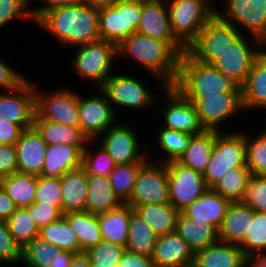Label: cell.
<instances>
[{"mask_svg": "<svg viewBox=\"0 0 266 267\" xmlns=\"http://www.w3.org/2000/svg\"><path fill=\"white\" fill-rule=\"evenodd\" d=\"M34 24L65 49L101 40L99 9L83 2L49 9Z\"/></svg>", "mask_w": 266, "mask_h": 267, "instance_id": "1", "label": "cell"}, {"mask_svg": "<svg viewBox=\"0 0 266 267\" xmlns=\"http://www.w3.org/2000/svg\"><path fill=\"white\" fill-rule=\"evenodd\" d=\"M117 53L156 77L157 88L175 84L181 55L168 42L133 32L117 45Z\"/></svg>", "mask_w": 266, "mask_h": 267, "instance_id": "2", "label": "cell"}, {"mask_svg": "<svg viewBox=\"0 0 266 267\" xmlns=\"http://www.w3.org/2000/svg\"><path fill=\"white\" fill-rule=\"evenodd\" d=\"M173 87L187 99L241 91V86L236 81L222 74L212 64L198 61L187 50L180 56L178 75Z\"/></svg>", "mask_w": 266, "mask_h": 267, "instance_id": "3", "label": "cell"}, {"mask_svg": "<svg viewBox=\"0 0 266 267\" xmlns=\"http://www.w3.org/2000/svg\"><path fill=\"white\" fill-rule=\"evenodd\" d=\"M74 48L71 49L76 52L68 61L72 72L74 71L73 73H76V76L79 75L77 77L85 80L83 83H94L91 86L100 88L114 73V67L118 61L117 45L98 40Z\"/></svg>", "mask_w": 266, "mask_h": 267, "instance_id": "4", "label": "cell"}, {"mask_svg": "<svg viewBox=\"0 0 266 267\" xmlns=\"http://www.w3.org/2000/svg\"><path fill=\"white\" fill-rule=\"evenodd\" d=\"M171 31L187 49L216 15L215 0H167Z\"/></svg>", "mask_w": 266, "mask_h": 267, "instance_id": "5", "label": "cell"}, {"mask_svg": "<svg viewBox=\"0 0 266 267\" xmlns=\"http://www.w3.org/2000/svg\"><path fill=\"white\" fill-rule=\"evenodd\" d=\"M100 89L105 93L108 101L120 119L122 117L119 114L123 112L121 109L124 111L131 109L130 111L138 112L139 110L140 112V110H144V112H147L145 110H155V105L158 106V95L155 93L153 94L152 90L148 89L145 82H141L140 77L137 78L136 75H132V73L126 75L123 72L121 74L119 72L115 74L114 72Z\"/></svg>", "mask_w": 266, "mask_h": 267, "instance_id": "6", "label": "cell"}, {"mask_svg": "<svg viewBox=\"0 0 266 267\" xmlns=\"http://www.w3.org/2000/svg\"><path fill=\"white\" fill-rule=\"evenodd\" d=\"M123 122L119 120L110 126L95 141L105 149L116 165L144 163L148 159L147 153L153 148L150 147L151 150H149L148 147L145 148L143 142L141 144L143 135H139L141 132L135 125H126V121Z\"/></svg>", "mask_w": 266, "mask_h": 267, "instance_id": "7", "label": "cell"}, {"mask_svg": "<svg viewBox=\"0 0 266 267\" xmlns=\"http://www.w3.org/2000/svg\"><path fill=\"white\" fill-rule=\"evenodd\" d=\"M227 130L215 137L212 154L207 169L203 173L208 188H213L231 168L246 166L244 135L239 131L240 128L233 131L228 126Z\"/></svg>", "mask_w": 266, "mask_h": 267, "instance_id": "8", "label": "cell"}, {"mask_svg": "<svg viewBox=\"0 0 266 267\" xmlns=\"http://www.w3.org/2000/svg\"><path fill=\"white\" fill-rule=\"evenodd\" d=\"M216 2V15L222 21L236 27L242 35L253 36L263 41L266 37V0Z\"/></svg>", "mask_w": 266, "mask_h": 267, "instance_id": "9", "label": "cell"}, {"mask_svg": "<svg viewBox=\"0 0 266 267\" xmlns=\"http://www.w3.org/2000/svg\"><path fill=\"white\" fill-rule=\"evenodd\" d=\"M147 153L148 159L140 166L134 183L130 199L126 202L131 207L145 204L169 203V181L166 163L153 161Z\"/></svg>", "mask_w": 266, "mask_h": 267, "instance_id": "10", "label": "cell"}, {"mask_svg": "<svg viewBox=\"0 0 266 267\" xmlns=\"http://www.w3.org/2000/svg\"><path fill=\"white\" fill-rule=\"evenodd\" d=\"M36 85L35 111L42 119L80 128L78 91L63 86L62 89L45 92Z\"/></svg>", "mask_w": 266, "mask_h": 267, "instance_id": "11", "label": "cell"}, {"mask_svg": "<svg viewBox=\"0 0 266 267\" xmlns=\"http://www.w3.org/2000/svg\"><path fill=\"white\" fill-rule=\"evenodd\" d=\"M241 32L215 15L201 29L198 38L187 51L198 61L212 64L240 36Z\"/></svg>", "mask_w": 266, "mask_h": 267, "instance_id": "12", "label": "cell"}, {"mask_svg": "<svg viewBox=\"0 0 266 267\" xmlns=\"http://www.w3.org/2000/svg\"><path fill=\"white\" fill-rule=\"evenodd\" d=\"M198 114L206 130L227 132L222 126L227 121L244 115L241 91H229L219 95L206 96L199 99H188ZM235 115V116H234ZM222 127V128H221ZM225 129V130H224Z\"/></svg>", "mask_w": 266, "mask_h": 267, "instance_id": "13", "label": "cell"}, {"mask_svg": "<svg viewBox=\"0 0 266 267\" xmlns=\"http://www.w3.org/2000/svg\"><path fill=\"white\" fill-rule=\"evenodd\" d=\"M161 97L157 98V102L162 101L159 116L160 124L168 129H174L182 132H187L192 135H198L206 131L202 125L194 105L185 98L175 87L166 86L161 89ZM160 100V101H159ZM164 100V101H163ZM162 117V118H161ZM163 123V124H162Z\"/></svg>", "mask_w": 266, "mask_h": 267, "instance_id": "14", "label": "cell"}, {"mask_svg": "<svg viewBox=\"0 0 266 267\" xmlns=\"http://www.w3.org/2000/svg\"><path fill=\"white\" fill-rule=\"evenodd\" d=\"M261 52L260 39L241 35L212 65L242 86Z\"/></svg>", "mask_w": 266, "mask_h": 267, "instance_id": "15", "label": "cell"}, {"mask_svg": "<svg viewBox=\"0 0 266 267\" xmlns=\"http://www.w3.org/2000/svg\"><path fill=\"white\" fill-rule=\"evenodd\" d=\"M140 14V3L116 1L109 7L99 9L101 40L118 45L130 34L137 31Z\"/></svg>", "mask_w": 266, "mask_h": 267, "instance_id": "16", "label": "cell"}, {"mask_svg": "<svg viewBox=\"0 0 266 267\" xmlns=\"http://www.w3.org/2000/svg\"><path fill=\"white\" fill-rule=\"evenodd\" d=\"M94 89V95L78 93L80 129L88 140H96L110 126L121 120L105 93L100 88Z\"/></svg>", "mask_w": 266, "mask_h": 267, "instance_id": "17", "label": "cell"}, {"mask_svg": "<svg viewBox=\"0 0 266 267\" xmlns=\"http://www.w3.org/2000/svg\"><path fill=\"white\" fill-rule=\"evenodd\" d=\"M166 168L169 203L178 212H182L208 189L201 172L183 166L177 161L167 162Z\"/></svg>", "mask_w": 266, "mask_h": 267, "instance_id": "18", "label": "cell"}, {"mask_svg": "<svg viewBox=\"0 0 266 267\" xmlns=\"http://www.w3.org/2000/svg\"><path fill=\"white\" fill-rule=\"evenodd\" d=\"M136 32L168 42L180 55L187 50L171 31L165 0H151L141 4L140 22Z\"/></svg>", "mask_w": 266, "mask_h": 267, "instance_id": "19", "label": "cell"}, {"mask_svg": "<svg viewBox=\"0 0 266 267\" xmlns=\"http://www.w3.org/2000/svg\"><path fill=\"white\" fill-rule=\"evenodd\" d=\"M27 78L11 91H2L4 119L19 124L24 130L33 127L35 115V83Z\"/></svg>", "mask_w": 266, "mask_h": 267, "instance_id": "20", "label": "cell"}, {"mask_svg": "<svg viewBox=\"0 0 266 267\" xmlns=\"http://www.w3.org/2000/svg\"><path fill=\"white\" fill-rule=\"evenodd\" d=\"M18 172L40 176L47 144L34 127L25 129L15 144Z\"/></svg>", "mask_w": 266, "mask_h": 267, "instance_id": "21", "label": "cell"}, {"mask_svg": "<svg viewBox=\"0 0 266 267\" xmlns=\"http://www.w3.org/2000/svg\"><path fill=\"white\" fill-rule=\"evenodd\" d=\"M231 203L212 188H208L182 212L190 218H195V221L212 225L218 230Z\"/></svg>", "mask_w": 266, "mask_h": 267, "instance_id": "22", "label": "cell"}, {"mask_svg": "<svg viewBox=\"0 0 266 267\" xmlns=\"http://www.w3.org/2000/svg\"><path fill=\"white\" fill-rule=\"evenodd\" d=\"M151 258L155 267H183L194 261V253L173 231L157 238Z\"/></svg>", "mask_w": 266, "mask_h": 267, "instance_id": "23", "label": "cell"}, {"mask_svg": "<svg viewBox=\"0 0 266 267\" xmlns=\"http://www.w3.org/2000/svg\"><path fill=\"white\" fill-rule=\"evenodd\" d=\"M242 105L244 112L262 111L266 114V53L258 55L252 65L247 80L241 86Z\"/></svg>", "mask_w": 266, "mask_h": 267, "instance_id": "24", "label": "cell"}, {"mask_svg": "<svg viewBox=\"0 0 266 267\" xmlns=\"http://www.w3.org/2000/svg\"><path fill=\"white\" fill-rule=\"evenodd\" d=\"M86 146L66 144L47 145L45 161L40 176L60 178L68 171L82 166V152Z\"/></svg>", "mask_w": 266, "mask_h": 267, "instance_id": "25", "label": "cell"}, {"mask_svg": "<svg viewBox=\"0 0 266 267\" xmlns=\"http://www.w3.org/2000/svg\"><path fill=\"white\" fill-rule=\"evenodd\" d=\"M245 258L238 244L221 241L194 253V262L200 267H244Z\"/></svg>", "mask_w": 266, "mask_h": 267, "instance_id": "26", "label": "cell"}, {"mask_svg": "<svg viewBox=\"0 0 266 267\" xmlns=\"http://www.w3.org/2000/svg\"><path fill=\"white\" fill-rule=\"evenodd\" d=\"M122 204L112 188L109 176L87 175L85 211L100 214Z\"/></svg>", "mask_w": 266, "mask_h": 267, "instance_id": "27", "label": "cell"}, {"mask_svg": "<svg viewBox=\"0 0 266 267\" xmlns=\"http://www.w3.org/2000/svg\"><path fill=\"white\" fill-rule=\"evenodd\" d=\"M63 214L85 211L87 174L81 166L60 177Z\"/></svg>", "mask_w": 266, "mask_h": 267, "instance_id": "28", "label": "cell"}, {"mask_svg": "<svg viewBox=\"0 0 266 267\" xmlns=\"http://www.w3.org/2000/svg\"><path fill=\"white\" fill-rule=\"evenodd\" d=\"M255 211L240 202H232L227 214L218 229L219 241L239 244L250 227V217H254Z\"/></svg>", "mask_w": 266, "mask_h": 267, "instance_id": "29", "label": "cell"}, {"mask_svg": "<svg viewBox=\"0 0 266 267\" xmlns=\"http://www.w3.org/2000/svg\"><path fill=\"white\" fill-rule=\"evenodd\" d=\"M176 232L188 244L193 253L219 241L218 230L212 225L195 221V218L179 213Z\"/></svg>", "mask_w": 266, "mask_h": 267, "instance_id": "30", "label": "cell"}, {"mask_svg": "<svg viewBox=\"0 0 266 267\" xmlns=\"http://www.w3.org/2000/svg\"><path fill=\"white\" fill-rule=\"evenodd\" d=\"M133 208L127 203L98 215L103 241L126 247L128 240V225Z\"/></svg>", "mask_w": 266, "mask_h": 267, "instance_id": "31", "label": "cell"}, {"mask_svg": "<svg viewBox=\"0 0 266 267\" xmlns=\"http://www.w3.org/2000/svg\"><path fill=\"white\" fill-rule=\"evenodd\" d=\"M33 127L47 145L66 144L70 146H86L89 141L80 128L42 119L36 112Z\"/></svg>", "mask_w": 266, "mask_h": 267, "instance_id": "32", "label": "cell"}, {"mask_svg": "<svg viewBox=\"0 0 266 267\" xmlns=\"http://www.w3.org/2000/svg\"><path fill=\"white\" fill-rule=\"evenodd\" d=\"M219 133L215 130H206L204 133L193 135L177 162L203 174L212 154L215 137Z\"/></svg>", "mask_w": 266, "mask_h": 267, "instance_id": "33", "label": "cell"}, {"mask_svg": "<svg viewBox=\"0 0 266 267\" xmlns=\"http://www.w3.org/2000/svg\"><path fill=\"white\" fill-rule=\"evenodd\" d=\"M159 237L176 231L179 213L170 203L132 207Z\"/></svg>", "mask_w": 266, "mask_h": 267, "instance_id": "34", "label": "cell"}, {"mask_svg": "<svg viewBox=\"0 0 266 267\" xmlns=\"http://www.w3.org/2000/svg\"><path fill=\"white\" fill-rule=\"evenodd\" d=\"M63 217L76 233L80 243L81 253L87 252L103 240L97 214L81 211L70 212L64 214Z\"/></svg>", "mask_w": 266, "mask_h": 267, "instance_id": "35", "label": "cell"}, {"mask_svg": "<svg viewBox=\"0 0 266 267\" xmlns=\"http://www.w3.org/2000/svg\"><path fill=\"white\" fill-rule=\"evenodd\" d=\"M157 238L150 226L133 209L129 218L126 251L152 257Z\"/></svg>", "mask_w": 266, "mask_h": 267, "instance_id": "36", "label": "cell"}, {"mask_svg": "<svg viewBox=\"0 0 266 267\" xmlns=\"http://www.w3.org/2000/svg\"><path fill=\"white\" fill-rule=\"evenodd\" d=\"M158 127L159 125L155 129L157 130V132H153L155 134L154 141L159 146H157V149H160L159 151L162 155L158 154V157L161 158L159 160H156L158 159V157L156 156L154 158L155 160L152 161L163 163H167L169 161H177L187 149L190 139L193 135L187 132L168 129L161 125L159 129H157Z\"/></svg>", "mask_w": 266, "mask_h": 267, "instance_id": "37", "label": "cell"}, {"mask_svg": "<svg viewBox=\"0 0 266 267\" xmlns=\"http://www.w3.org/2000/svg\"><path fill=\"white\" fill-rule=\"evenodd\" d=\"M1 186L17 208H27L34 203L37 176L16 172L1 178Z\"/></svg>", "mask_w": 266, "mask_h": 267, "instance_id": "38", "label": "cell"}, {"mask_svg": "<svg viewBox=\"0 0 266 267\" xmlns=\"http://www.w3.org/2000/svg\"><path fill=\"white\" fill-rule=\"evenodd\" d=\"M260 128L255 135L251 130H239L245 138L246 166L251 175H266V125Z\"/></svg>", "mask_w": 266, "mask_h": 267, "instance_id": "39", "label": "cell"}, {"mask_svg": "<svg viewBox=\"0 0 266 267\" xmlns=\"http://www.w3.org/2000/svg\"><path fill=\"white\" fill-rule=\"evenodd\" d=\"M38 237L61 250L81 253L77 235L64 217L41 228Z\"/></svg>", "mask_w": 266, "mask_h": 267, "instance_id": "40", "label": "cell"}, {"mask_svg": "<svg viewBox=\"0 0 266 267\" xmlns=\"http://www.w3.org/2000/svg\"><path fill=\"white\" fill-rule=\"evenodd\" d=\"M250 176L247 166L233 167L212 189L231 202H240Z\"/></svg>", "mask_w": 266, "mask_h": 267, "instance_id": "41", "label": "cell"}, {"mask_svg": "<svg viewBox=\"0 0 266 267\" xmlns=\"http://www.w3.org/2000/svg\"><path fill=\"white\" fill-rule=\"evenodd\" d=\"M238 245L246 257L266 255V212L255 211L249 230Z\"/></svg>", "mask_w": 266, "mask_h": 267, "instance_id": "42", "label": "cell"}, {"mask_svg": "<svg viewBox=\"0 0 266 267\" xmlns=\"http://www.w3.org/2000/svg\"><path fill=\"white\" fill-rule=\"evenodd\" d=\"M115 166L114 160L101 145H97V141L89 140L87 142L86 148L82 152V167L87 175L109 176Z\"/></svg>", "mask_w": 266, "mask_h": 267, "instance_id": "43", "label": "cell"}, {"mask_svg": "<svg viewBox=\"0 0 266 267\" xmlns=\"http://www.w3.org/2000/svg\"><path fill=\"white\" fill-rule=\"evenodd\" d=\"M6 221L10 234L22 249L39 236L40 229L26 208H17Z\"/></svg>", "mask_w": 266, "mask_h": 267, "instance_id": "44", "label": "cell"}, {"mask_svg": "<svg viewBox=\"0 0 266 267\" xmlns=\"http://www.w3.org/2000/svg\"><path fill=\"white\" fill-rule=\"evenodd\" d=\"M60 251L56 246L36 237L22 249L21 264L25 267H50V261Z\"/></svg>", "mask_w": 266, "mask_h": 267, "instance_id": "45", "label": "cell"}, {"mask_svg": "<svg viewBox=\"0 0 266 267\" xmlns=\"http://www.w3.org/2000/svg\"><path fill=\"white\" fill-rule=\"evenodd\" d=\"M143 163L116 165L109 174L110 182L118 198L126 203L133 192L135 178Z\"/></svg>", "mask_w": 266, "mask_h": 267, "instance_id": "46", "label": "cell"}, {"mask_svg": "<svg viewBox=\"0 0 266 267\" xmlns=\"http://www.w3.org/2000/svg\"><path fill=\"white\" fill-rule=\"evenodd\" d=\"M30 5V0H0V29L5 30L15 20L34 23Z\"/></svg>", "mask_w": 266, "mask_h": 267, "instance_id": "47", "label": "cell"}, {"mask_svg": "<svg viewBox=\"0 0 266 267\" xmlns=\"http://www.w3.org/2000/svg\"><path fill=\"white\" fill-rule=\"evenodd\" d=\"M126 248L111 242L101 241L85 252L92 264L100 267H116Z\"/></svg>", "mask_w": 266, "mask_h": 267, "instance_id": "48", "label": "cell"}, {"mask_svg": "<svg viewBox=\"0 0 266 267\" xmlns=\"http://www.w3.org/2000/svg\"><path fill=\"white\" fill-rule=\"evenodd\" d=\"M240 203L256 212H266V175H251Z\"/></svg>", "mask_w": 266, "mask_h": 267, "instance_id": "49", "label": "cell"}, {"mask_svg": "<svg viewBox=\"0 0 266 267\" xmlns=\"http://www.w3.org/2000/svg\"><path fill=\"white\" fill-rule=\"evenodd\" d=\"M22 248L10 234L6 220L0 219V264L21 267Z\"/></svg>", "mask_w": 266, "mask_h": 267, "instance_id": "50", "label": "cell"}, {"mask_svg": "<svg viewBox=\"0 0 266 267\" xmlns=\"http://www.w3.org/2000/svg\"><path fill=\"white\" fill-rule=\"evenodd\" d=\"M34 202L61 207L60 178L37 176Z\"/></svg>", "mask_w": 266, "mask_h": 267, "instance_id": "51", "label": "cell"}, {"mask_svg": "<svg viewBox=\"0 0 266 267\" xmlns=\"http://www.w3.org/2000/svg\"><path fill=\"white\" fill-rule=\"evenodd\" d=\"M26 209L30 212L39 229L52 222L58 221L64 215L62 207L46 205L40 202H34Z\"/></svg>", "mask_w": 266, "mask_h": 267, "instance_id": "52", "label": "cell"}, {"mask_svg": "<svg viewBox=\"0 0 266 267\" xmlns=\"http://www.w3.org/2000/svg\"><path fill=\"white\" fill-rule=\"evenodd\" d=\"M3 59L0 58V92L14 90L28 78Z\"/></svg>", "mask_w": 266, "mask_h": 267, "instance_id": "53", "label": "cell"}, {"mask_svg": "<svg viewBox=\"0 0 266 267\" xmlns=\"http://www.w3.org/2000/svg\"><path fill=\"white\" fill-rule=\"evenodd\" d=\"M18 172L15 145L0 144V177Z\"/></svg>", "mask_w": 266, "mask_h": 267, "instance_id": "54", "label": "cell"}, {"mask_svg": "<svg viewBox=\"0 0 266 267\" xmlns=\"http://www.w3.org/2000/svg\"><path fill=\"white\" fill-rule=\"evenodd\" d=\"M24 129L16 123L5 119L0 120V144L15 145L20 139Z\"/></svg>", "mask_w": 266, "mask_h": 267, "instance_id": "55", "label": "cell"}, {"mask_svg": "<svg viewBox=\"0 0 266 267\" xmlns=\"http://www.w3.org/2000/svg\"><path fill=\"white\" fill-rule=\"evenodd\" d=\"M35 0H30V4L33 3ZM39 1V0H38ZM42 1L41 6L35 7L34 5H30L31 15L34 22L47 10L54 9L61 6H68V5H77L82 3V0H40ZM35 7V8H34Z\"/></svg>", "mask_w": 266, "mask_h": 267, "instance_id": "56", "label": "cell"}, {"mask_svg": "<svg viewBox=\"0 0 266 267\" xmlns=\"http://www.w3.org/2000/svg\"><path fill=\"white\" fill-rule=\"evenodd\" d=\"M116 267H155L151 257L125 251Z\"/></svg>", "mask_w": 266, "mask_h": 267, "instance_id": "57", "label": "cell"}, {"mask_svg": "<svg viewBox=\"0 0 266 267\" xmlns=\"http://www.w3.org/2000/svg\"><path fill=\"white\" fill-rule=\"evenodd\" d=\"M17 207L12 199L7 195L5 190L0 186V219L7 220Z\"/></svg>", "mask_w": 266, "mask_h": 267, "instance_id": "58", "label": "cell"}, {"mask_svg": "<svg viewBox=\"0 0 266 267\" xmlns=\"http://www.w3.org/2000/svg\"><path fill=\"white\" fill-rule=\"evenodd\" d=\"M74 255V252L61 250L50 261V267H69Z\"/></svg>", "mask_w": 266, "mask_h": 267, "instance_id": "59", "label": "cell"}, {"mask_svg": "<svg viewBox=\"0 0 266 267\" xmlns=\"http://www.w3.org/2000/svg\"><path fill=\"white\" fill-rule=\"evenodd\" d=\"M69 267H90L89 256L85 252L75 254Z\"/></svg>", "mask_w": 266, "mask_h": 267, "instance_id": "60", "label": "cell"}, {"mask_svg": "<svg viewBox=\"0 0 266 267\" xmlns=\"http://www.w3.org/2000/svg\"><path fill=\"white\" fill-rule=\"evenodd\" d=\"M244 267H266V255L246 257Z\"/></svg>", "mask_w": 266, "mask_h": 267, "instance_id": "61", "label": "cell"}, {"mask_svg": "<svg viewBox=\"0 0 266 267\" xmlns=\"http://www.w3.org/2000/svg\"><path fill=\"white\" fill-rule=\"evenodd\" d=\"M82 2L90 7L101 9L113 5L116 0H82Z\"/></svg>", "mask_w": 266, "mask_h": 267, "instance_id": "62", "label": "cell"}, {"mask_svg": "<svg viewBox=\"0 0 266 267\" xmlns=\"http://www.w3.org/2000/svg\"><path fill=\"white\" fill-rule=\"evenodd\" d=\"M116 1L142 4L151 0H116Z\"/></svg>", "mask_w": 266, "mask_h": 267, "instance_id": "63", "label": "cell"}, {"mask_svg": "<svg viewBox=\"0 0 266 267\" xmlns=\"http://www.w3.org/2000/svg\"><path fill=\"white\" fill-rule=\"evenodd\" d=\"M4 119V113L2 108V91L0 92V120Z\"/></svg>", "mask_w": 266, "mask_h": 267, "instance_id": "64", "label": "cell"}, {"mask_svg": "<svg viewBox=\"0 0 266 267\" xmlns=\"http://www.w3.org/2000/svg\"><path fill=\"white\" fill-rule=\"evenodd\" d=\"M262 51L266 53V37L262 41Z\"/></svg>", "mask_w": 266, "mask_h": 267, "instance_id": "65", "label": "cell"}, {"mask_svg": "<svg viewBox=\"0 0 266 267\" xmlns=\"http://www.w3.org/2000/svg\"><path fill=\"white\" fill-rule=\"evenodd\" d=\"M183 267H200V266H198V265L193 261L192 263H189V264H187V265H185V266H183Z\"/></svg>", "mask_w": 266, "mask_h": 267, "instance_id": "66", "label": "cell"}, {"mask_svg": "<svg viewBox=\"0 0 266 267\" xmlns=\"http://www.w3.org/2000/svg\"><path fill=\"white\" fill-rule=\"evenodd\" d=\"M90 267H100V266L95 265V264H92V263L90 262Z\"/></svg>", "mask_w": 266, "mask_h": 267, "instance_id": "67", "label": "cell"}]
</instances>
